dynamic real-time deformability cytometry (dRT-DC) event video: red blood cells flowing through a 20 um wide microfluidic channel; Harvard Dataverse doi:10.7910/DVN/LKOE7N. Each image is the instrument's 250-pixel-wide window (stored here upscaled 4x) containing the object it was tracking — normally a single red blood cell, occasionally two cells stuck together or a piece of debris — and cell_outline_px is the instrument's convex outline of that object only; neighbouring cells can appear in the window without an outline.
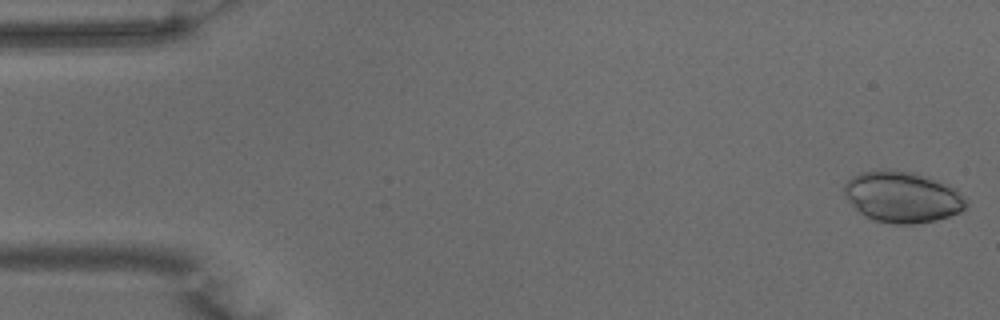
{"species": "common noctule bat (a hibernating species)", "species_latin": "Nyctalus noctula", "temperature_condition": "warm", "stored_images_in_passage": 10, "camera_frame_rate_fps": 3000, "um_per_image_px": 0.085, "animal": {"sex": "male", "body_mass_g": 15.6}, "frame": {"image": 1, "passage_image": 1, "time_ms": 0.0, "image_size_px": [1000, 320], "cell_outline_px": [[968, 208], [960, 212], [948, 216], [932, 220], [912, 224], [896, 224], [876, 220], [864, 216], [844, 196], [844, 184], [852, 176], [860, 172], [912, 172], [948, 184], [956, 188], [964, 196], [968, 204]], "centroid_in_image_um": [76.73, 16.77], "position_along_channel_um": 8.3, "area_um2": 35.6}}